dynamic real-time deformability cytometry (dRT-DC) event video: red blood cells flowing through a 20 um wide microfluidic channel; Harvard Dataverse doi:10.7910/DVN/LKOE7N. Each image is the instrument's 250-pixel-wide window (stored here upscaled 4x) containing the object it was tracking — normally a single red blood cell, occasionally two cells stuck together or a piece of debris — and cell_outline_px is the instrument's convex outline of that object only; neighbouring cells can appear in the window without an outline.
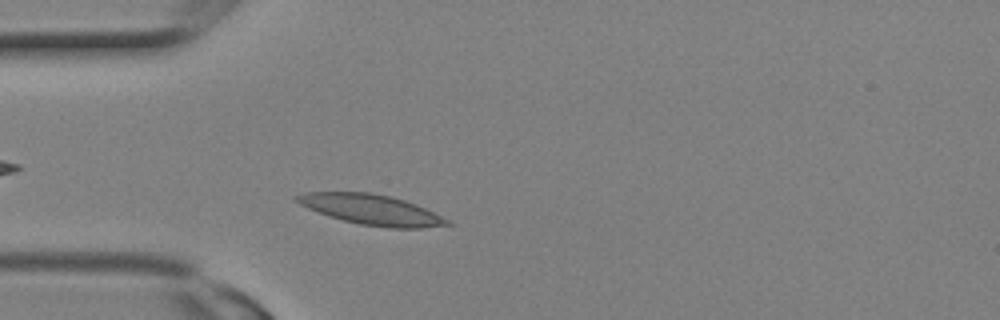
{"species": "Egyptian fruit bat (a non-hibernating species)", "species_latin": "Rousettus aegyptiacus", "temperature_condition": "room temperature", "stored_images_in_passage": 2, "camera_frame_rate_fps": 3000, "um_per_image_px": 0.085, "animal": {"sex": "female"}, "frame": {"image": 1, "passage_image": 2, "time_ms": 0.333, "image_size_px": [1000, 320], "cell_outline_px": [[452, 224], [420, 228], [388, 228], [360, 224], [328, 216], [308, 208], [292, 200], [296, 196], [304, 192], [368, 192], [392, 196], [416, 204], [452, 220]], "centroid_in_image_um": [31.59, 17.82], "position_along_channel_um": 53.4, "area_um2": 26.59}}